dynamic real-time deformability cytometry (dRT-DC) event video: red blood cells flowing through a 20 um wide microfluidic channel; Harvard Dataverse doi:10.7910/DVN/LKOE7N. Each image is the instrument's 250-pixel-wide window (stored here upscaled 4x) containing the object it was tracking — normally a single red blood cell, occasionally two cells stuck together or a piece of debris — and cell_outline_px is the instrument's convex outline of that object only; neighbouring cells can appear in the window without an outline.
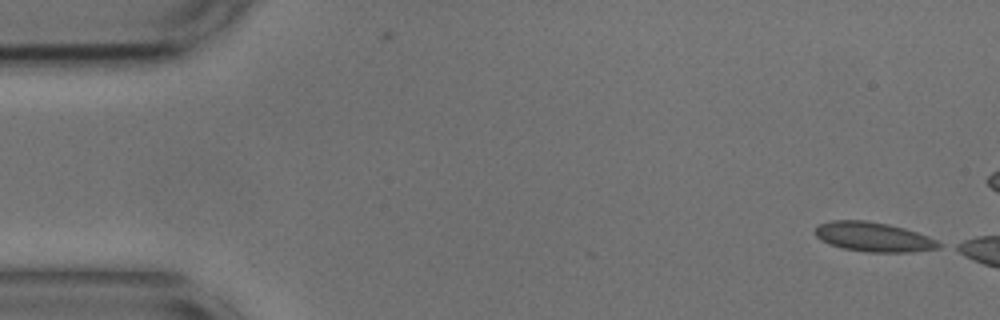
{"species": "common noctule bat (a hibernating species)", "species_latin": "Nyctalus noctula", "temperature_condition": "cold", "stored_images_in_passage": 8, "camera_frame_rate_fps": 3000, "um_per_image_px": 0.085, "animal": {"sex": "male", "body_mass_g": 17.9, "forearm_length_mm": 54.2}, "frame": {"image": 1, "passage_image": 1, "time_ms": 0.0, "image_size_px": [1000, 320], "cell_outline_px": [[944, 244], [940, 248], [912, 252], [868, 252], [844, 248], [820, 240], [816, 236], [816, 224], [832, 220], [868, 220], [888, 224], [904, 228], [928, 236]], "centroid_in_image_um": [74.26, 20.13], "position_along_channel_um": 10.7, "area_um2": 21.27}}